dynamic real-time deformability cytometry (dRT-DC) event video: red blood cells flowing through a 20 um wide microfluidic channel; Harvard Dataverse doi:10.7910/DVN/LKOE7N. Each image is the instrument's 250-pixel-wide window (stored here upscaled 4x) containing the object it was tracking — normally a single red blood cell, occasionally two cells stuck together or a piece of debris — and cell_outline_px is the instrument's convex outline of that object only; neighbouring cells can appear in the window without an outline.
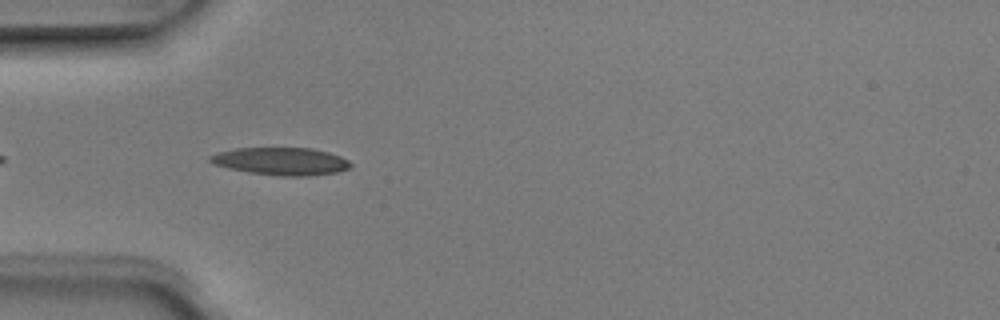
{"species": "Egyptian fruit bat (a non-hibernating species)", "species_latin": "Rousettus aegyptiacus", "temperature_condition": "room temperature", "stored_images_in_passage": 8, "camera_frame_rate_fps": 3000, "um_per_image_px": 0.085, "animal": {"sex": "male"}, "frame": {"image": 1, "passage_image": 3, "time_ms": 0.667, "image_size_px": [1000, 320], "cell_outline_px": [[352, 168], [336, 172], [308, 176], [280, 176], [248, 172], [228, 168], [212, 164], [208, 160], [208, 156], [216, 152], [236, 148], [312, 148], [328, 152], [340, 156], [348, 160], [352, 164]], "centroid_in_image_um": [23.87, 13.71], "position_along_channel_um": 61.1, "area_um2": 22.77}}
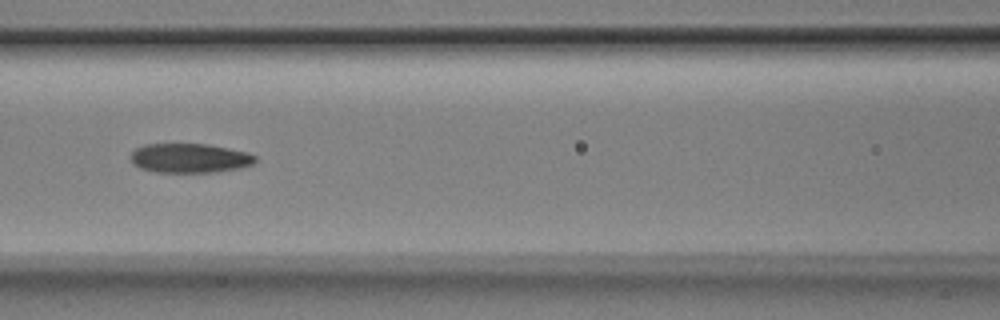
{"frame": {"image": 2, "passage_image": 5, "time_ms": 1.333, "image_size_px": [1000, 320], "cell_outline_px": [[256, 160], [252, 164], [240, 168], [216, 172], [156, 172], [140, 168], [132, 164], [128, 156], [136, 148], [144, 144], [208, 144], [248, 152], [256, 156]], "centroid_in_image_um": [16.09, 13.44], "position_along_channel_um": 150.5, "area_um2": 21.5}}
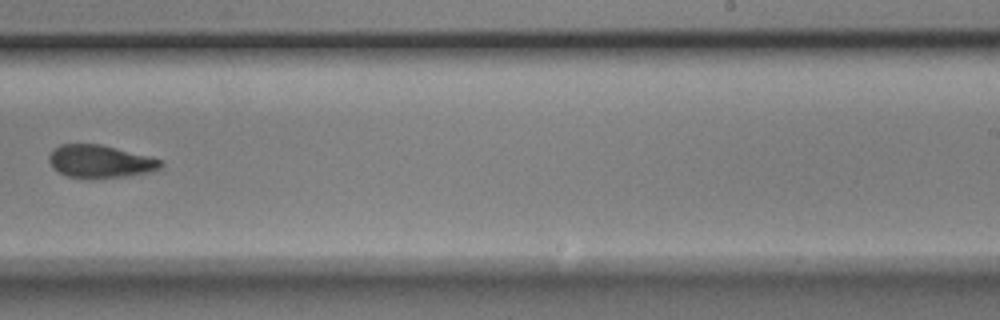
{"frame": {"image": 3, "passage_image": 8, "time_ms": 2.333, "image_size_px": [1000, 320], "cell_outline_px": [[164, 164], [160, 168], [148, 172], [128, 176], [92, 180], [88, 180], [68, 176], [52, 168], [48, 160], [48, 156], [52, 148], [60, 144], [100, 144], [148, 156], [160, 160]], "centroid_in_image_um": [8.45, 13.74], "position_along_channel_um": 280.5, "area_um2": 21.68}}